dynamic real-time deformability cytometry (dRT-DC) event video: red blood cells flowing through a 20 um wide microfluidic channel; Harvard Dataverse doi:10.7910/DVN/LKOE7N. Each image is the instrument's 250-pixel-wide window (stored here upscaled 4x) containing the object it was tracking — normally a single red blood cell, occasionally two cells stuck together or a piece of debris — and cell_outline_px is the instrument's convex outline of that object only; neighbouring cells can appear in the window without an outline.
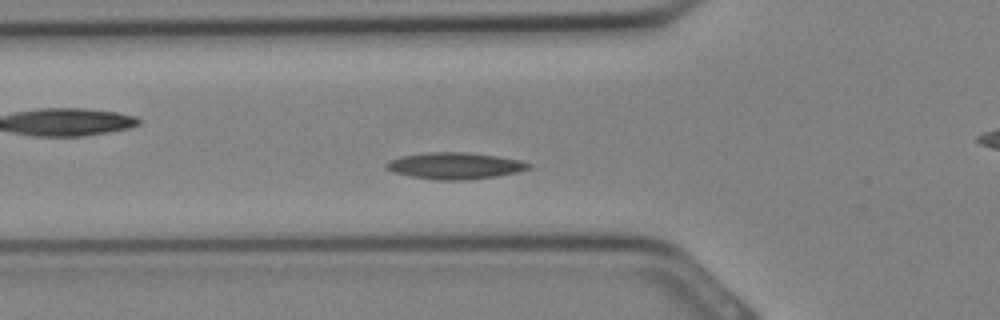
{"species": "Egyptian fruit bat (a non-hibernating species)", "species_latin": "Rousettus aegyptiacus", "temperature_condition": "cold", "stored_images_in_passage": 31, "camera_frame_rate_fps": 3000, "um_per_image_px": 0.085, "animal": {"sex": "female"}, "frame": {"image": 1, "passage_image": 9, "time_ms": 2.667, "image_size_px": [1000, 320], "cell_outline_px": [[532, 168], [516, 172], [496, 176], [464, 180], [436, 180], [408, 176], [392, 172], [384, 168], [384, 164], [388, 160], [400, 156], [428, 152], [464, 152], [496, 156], [520, 160], [532, 164]], "centroid_in_image_um": [38.6, 14.09], "position_along_channel_um": 87.2, "area_um2": 22.2}}
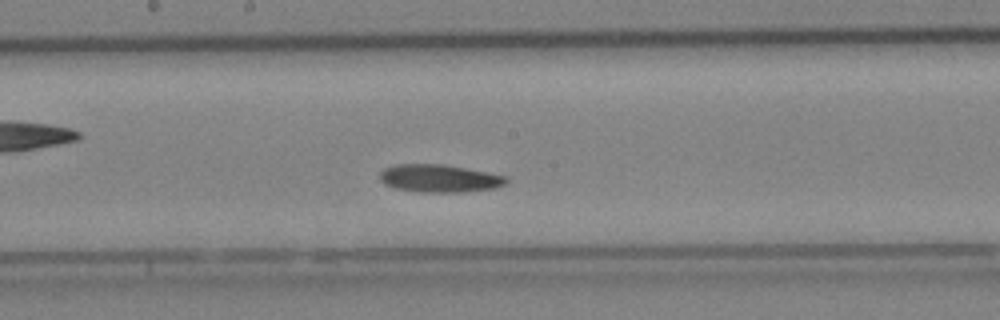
{"frame": {"image": 2, "passage_image": 15, "time_ms": 4.667, "image_size_px": [1000, 320], "cell_outline_px": [[508, 180], [504, 184], [496, 188], [464, 192], [416, 192], [396, 188], [384, 184], [380, 180], [380, 172], [384, 168], [396, 164], [440, 164], [464, 168], [508, 176]], "centroid_in_image_um": [37.33, 15.17], "position_along_channel_um": 210.9, "area_um2": 20.46}}
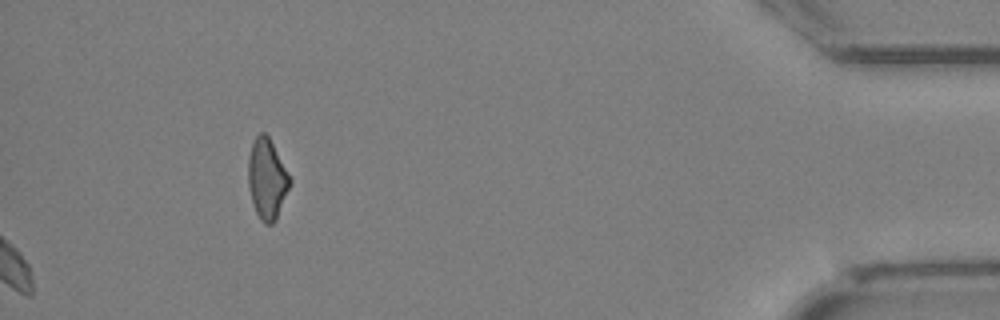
{"frame": {"image": 3, "passage_image": 31, "time_ms": 10.0, "image_size_px": [1000, 320], "cell_outline_px": [[292, 180], [276, 220], [272, 224], [264, 224], [260, 220], [256, 212], [252, 200], [248, 184], [248, 156], [252, 144], [256, 136], [260, 132], [264, 132], [268, 136]], "centroid_in_image_um": [22.69, 15.22], "position_along_channel_um": 412.5, "area_um2": 19.31}}